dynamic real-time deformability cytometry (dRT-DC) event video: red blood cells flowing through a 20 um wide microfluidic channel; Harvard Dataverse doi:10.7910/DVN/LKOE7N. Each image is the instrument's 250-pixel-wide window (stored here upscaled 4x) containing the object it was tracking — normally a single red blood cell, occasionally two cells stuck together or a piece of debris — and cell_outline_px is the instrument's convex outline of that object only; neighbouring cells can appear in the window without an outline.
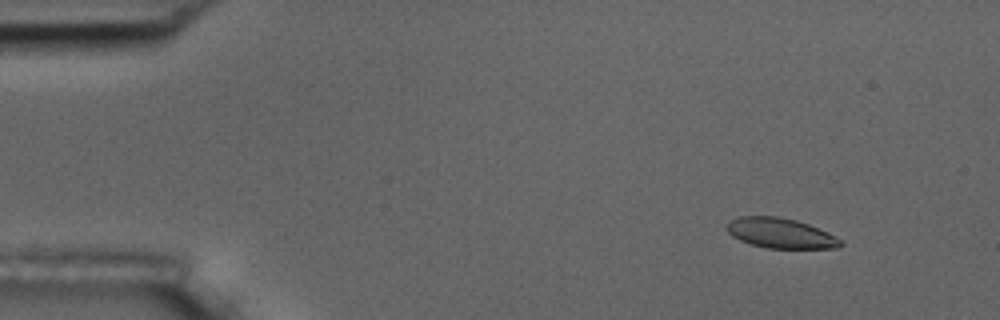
{"species": "common noctule bat (a hibernating species)", "species_latin": "Nyctalus noctula", "temperature_condition": "room temperature", "stored_images_in_passage": 6, "camera_frame_rate_fps": 3000, "um_per_image_px": 0.085, "animal": {"sex": "male", "body_mass_g": 17.5, "forearm_length_mm": 52.3}, "frame": {"image": 1, "passage_image": 2, "time_ms": 0.333, "image_size_px": [1000, 320], "cell_outline_px": [[844, 244], [840, 248], [768, 248], [752, 244], [740, 240], [732, 236], [728, 232], [728, 224], [732, 220], [740, 216], [776, 216], [796, 220], [808, 224], [840, 240]], "centroid_in_image_um": [66.33, 19.82], "position_along_channel_um": 18.7, "area_um2": 19.48}}